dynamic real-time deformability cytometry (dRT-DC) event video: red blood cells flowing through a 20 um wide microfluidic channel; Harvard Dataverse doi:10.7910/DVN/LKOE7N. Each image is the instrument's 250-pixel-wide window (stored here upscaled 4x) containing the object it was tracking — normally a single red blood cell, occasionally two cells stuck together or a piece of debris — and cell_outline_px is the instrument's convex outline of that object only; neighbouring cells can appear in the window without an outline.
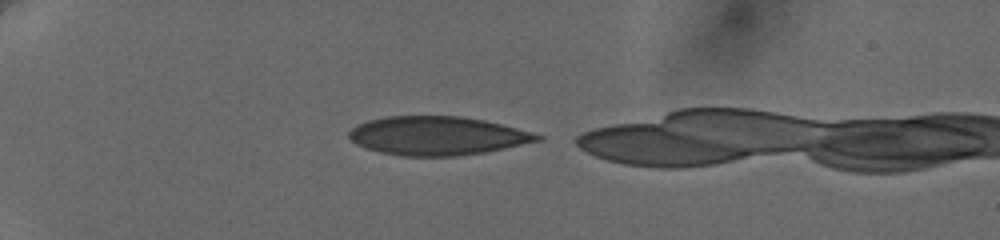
{"species": "human", "species_latin": "Homo sapiens", "temperature_condition": "cold", "stored_images_in_passage": 57, "camera_frame_rate_fps": 3000, "um_per_image_px": 0.085, "donor": {"sex": "female"}, "frame": {"image": 1, "passage_image": 1, "time_ms": 0.0, "image_size_px": [1000, 240], "cell_outline_px": [[544, 140], [484, 152], [456, 156], [400, 156], [380, 152], [364, 148], [356, 144], [348, 136], [348, 132], [356, 124], [368, 120], [388, 116], [460, 116], [484, 120], [516, 128], [544, 136]], "centroid_in_image_um": [37.14, 11.54], "position_along_channel_um": 47.9, "area_um2": 42.48}}
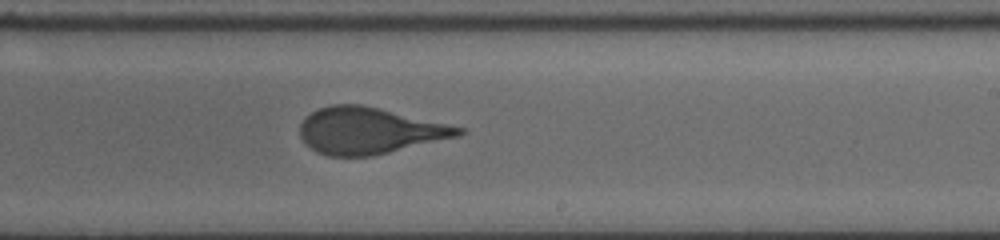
{"frame": {"image": 2, "passage_image": 32, "time_ms": 7.0, "image_size_px": [1000, 240], "cell_outline_px": [[464, 132], [460, 136], [372, 156], [328, 156], [316, 152], [304, 144], [300, 136], [300, 124], [304, 116], [320, 108], [332, 104], [360, 104], [464, 128]], "centroid_in_image_um": [31.32, 11.12], "position_along_channel_um": 257.7, "area_um2": 42.71}}
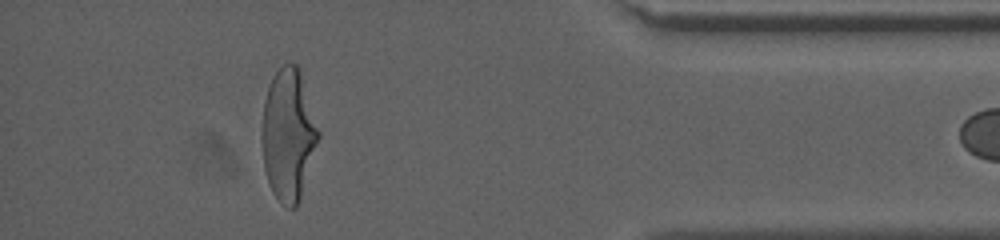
{"frame": {"image": 3, "passage_image": 56, "time_ms": 12.0, "image_size_px": [1000, 240], "cell_outline_px": [[320, 136], [296, 208], [288, 208], [272, 192], [264, 168], [264, 100], [272, 76], [284, 64], [296, 64], [300, 68], [320, 132]], "centroid_in_image_um": [24.54, 11.41], "position_along_channel_um": 410.7, "area_um2": 42.31}}